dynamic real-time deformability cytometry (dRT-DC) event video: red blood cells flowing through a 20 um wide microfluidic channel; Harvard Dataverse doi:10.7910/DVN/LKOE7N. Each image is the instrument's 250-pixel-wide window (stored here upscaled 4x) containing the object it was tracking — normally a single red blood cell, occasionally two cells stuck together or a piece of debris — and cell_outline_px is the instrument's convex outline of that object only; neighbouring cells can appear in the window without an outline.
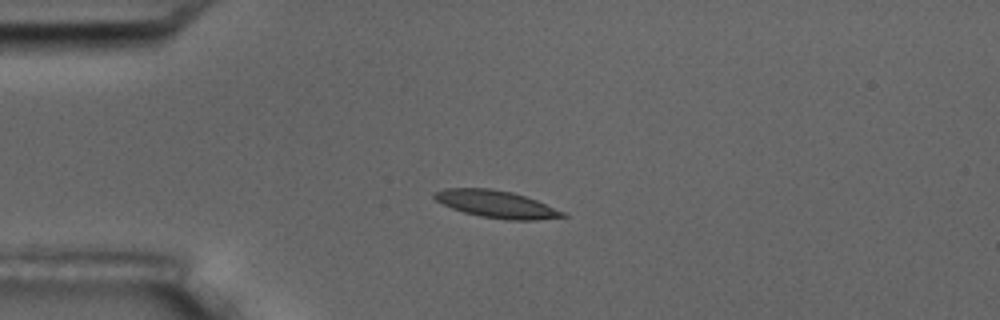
{"species": "common noctule bat (a hibernating species)", "species_latin": "Nyctalus noctula", "temperature_condition": "room temperature", "stored_images_in_passage": 4, "camera_frame_rate_fps": 3000, "um_per_image_px": 0.085, "animal": {"sex": "male", "body_mass_g": 17.5, "forearm_length_mm": 52.3}, "frame": {"image": 1, "passage_image": 3, "time_ms": 3.333, "image_size_px": [1000, 320], "cell_outline_px": [[568, 216], [536, 220], [504, 220], [480, 216], [464, 212], [452, 208], [436, 200], [432, 196], [436, 192], [444, 188], [492, 188], [512, 192], [536, 200], [564, 212]], "centroid_in_image_um": [42.18, 17.35], "position_along_channel_um": 42.8, "area_um2": 20.23}}